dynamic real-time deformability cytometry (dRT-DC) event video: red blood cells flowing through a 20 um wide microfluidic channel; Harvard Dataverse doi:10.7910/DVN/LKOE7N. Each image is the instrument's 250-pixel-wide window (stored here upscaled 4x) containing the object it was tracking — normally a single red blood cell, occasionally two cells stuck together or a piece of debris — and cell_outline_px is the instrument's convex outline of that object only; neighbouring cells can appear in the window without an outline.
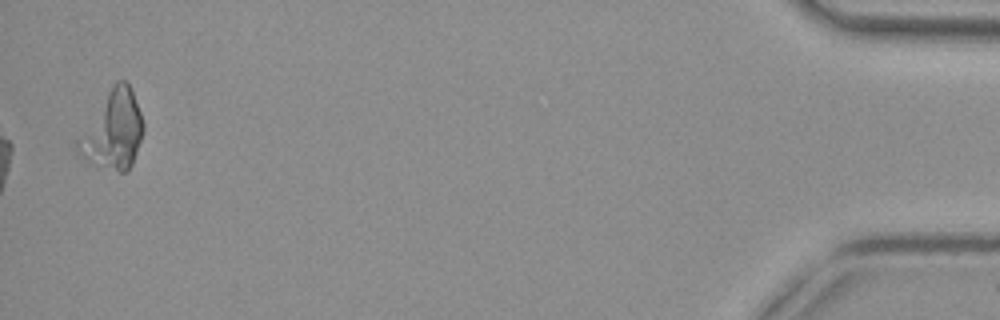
{"species": "common noctule bat (a hibernating species)", "species_latin": "Nyctalus noctula", "temperature_condition": "cold", "stored_images_in_passage": 41, "camera_frame_rate_fps": 3000, "um_per_image_px": 0.085, "animal": {"sex": "female", "body_mass_g": 29.2, "forearm_length_mm": 56.3}, "frame": {"image": 1, "passage_image": 41, "time_ms": 13.333, "image_size_px": [1000, 320], "cell_outline_px": [[144, 128], [132, 164], [124, 172], [120, 172], [88, 164], [76, 152], [76, 140], [112, 84], [116, 80], [124, 80], [128, 84], [132, 92], [140, 112], [144, 124]], "centroid_in_image_um": [9.57, 11.1], "position_along_channel_um": 425.6, "area_um2": 29.54}}